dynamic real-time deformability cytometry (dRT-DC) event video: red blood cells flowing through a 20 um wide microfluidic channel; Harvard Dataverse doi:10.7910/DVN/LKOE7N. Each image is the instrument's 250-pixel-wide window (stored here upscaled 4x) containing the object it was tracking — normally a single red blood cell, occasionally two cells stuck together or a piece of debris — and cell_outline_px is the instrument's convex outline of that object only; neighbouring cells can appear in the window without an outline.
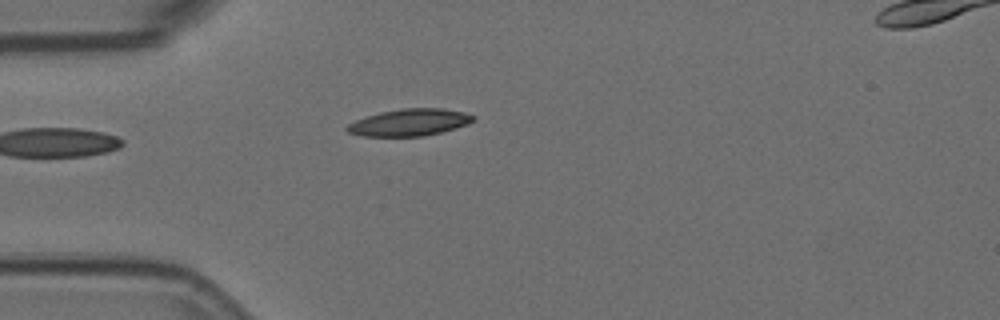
{"species": "Egyptian fruit bat (a non-hibernating species)", "species_latin": "Rousettus aegyptiacus", "temperature_condition": "room temperature", "stored_images_in_passage": 2, "camera_frame_rate_fps": 3000, "um_per_image_px": 0.085, "animal": {"sex": "female"}, "frame": {"image": 1, "passage_image": 2, "time_ms": 0.333, "image_size_px": [1000, 320], "cell_outline_px": [[476, 116], [468, 124], [440, 132], [424, 136], [360, 136], [348, 132], [344, 128], [348, 124], [356, 120], [380, 112], [400, 108], [444, 108], [464, 112]], "centroid_in_image_um": [34.79, 10.4], "position_along_channel_um": 50.2, "area_um2": 19.77}}